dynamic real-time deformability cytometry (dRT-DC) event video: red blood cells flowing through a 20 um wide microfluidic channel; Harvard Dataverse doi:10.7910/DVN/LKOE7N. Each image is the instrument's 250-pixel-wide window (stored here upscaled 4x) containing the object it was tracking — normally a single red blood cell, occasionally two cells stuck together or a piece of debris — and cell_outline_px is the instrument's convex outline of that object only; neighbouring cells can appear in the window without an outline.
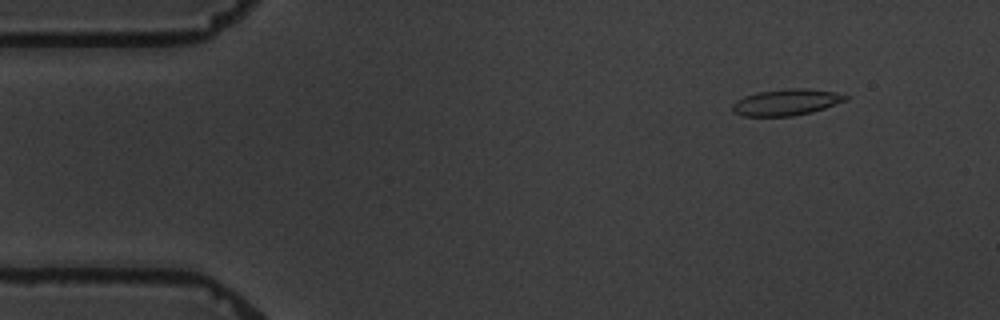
{"species": "common noctule bat (a hibernating species)", "species_latin": "Nyctalus noctula", "temperature_condition": "warm", "stored_images_in_passage": 3, "camera_frame_rate_fps": 3000, "um_per_image_px": 0.085, "animal": {"sex": "male", "body_mass_g": 19.5, "forearm_length_mm": 54.6}, "frame": {"image": 1, "passage_image": 1, "time_ms": 0.0, "image_size_px": [1000, 320], "cell_outline_px": [[848, 100], [812, 112], [792, 116], [744, 116], [732, 112], [732, 104], [736, 100], [744, 96], [756, 92], [788, 88], [808, 88], [836, 92], [848, 96]], "centroid_in_image_um": [66.82, 8.68], "position_along_channel_um": 18.2, "area_um2": 17.51}}